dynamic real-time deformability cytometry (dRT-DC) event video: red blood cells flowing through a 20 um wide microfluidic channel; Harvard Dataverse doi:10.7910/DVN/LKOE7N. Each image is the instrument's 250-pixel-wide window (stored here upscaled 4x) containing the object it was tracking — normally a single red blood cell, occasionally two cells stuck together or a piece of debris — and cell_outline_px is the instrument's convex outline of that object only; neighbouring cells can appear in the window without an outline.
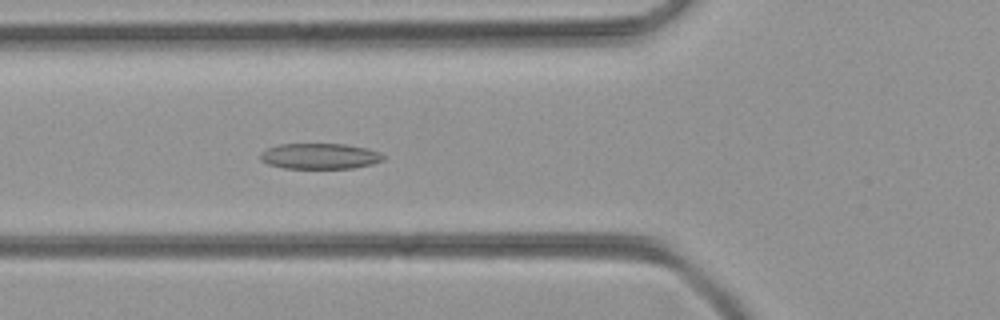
{"species": "common noctule bat (a hibernating species)", "species_latin": "Nyctalus noctula", "temperature_condition": "room temperature", "stored_images_in_passage": 51, "camera_frame_rate_fps": 3000, "um_per_image_px": 0.085, "animal": {"sex": "female", "body_mass_g": 21.9}, "frame": {"image": 1, "passage_image": 19, "time_ms": 6.0, "image_size_px": [1000, 320], "cell_outline_px": [[388, 156], [384, 160], [372, 164], [352, 168], [284, 168], [268, 164], [260, 160], [260, 152], [276, 144], [344, 144], [368, 148], [380, 152]], "centroid_in_image_um": [27.21, 13.27], "position_along_channel_um": 98.6, "area_um2": 18.61}}
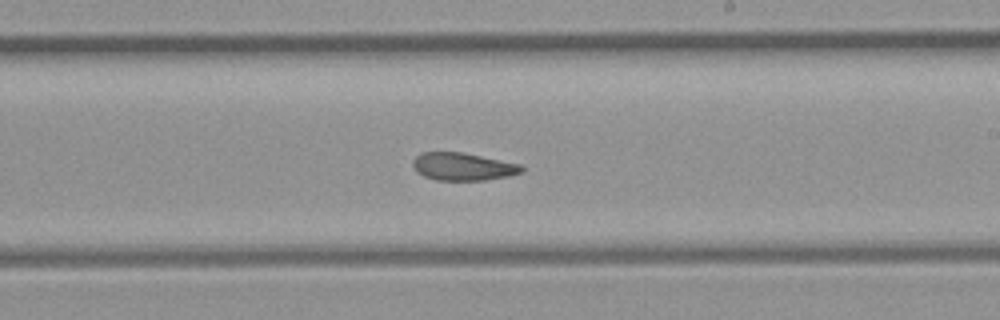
{"frame": {"image": 2, "passage_image": 30, "time_ms": 9.667, "image_size_px": [1000, 320], "cell_outline_px": [[524, 172], [508, 176], [484, 180], [436, 180], [424, 176], [416, 172], [412, 164], [412, 160], [416, 156], [424, 152], [460, 152], [520, 164], [524, 168]], "centroid_in_image_um": [39.33, 14.17], "position_along_channel_um": 249.7, "area_um2": 17.46}}
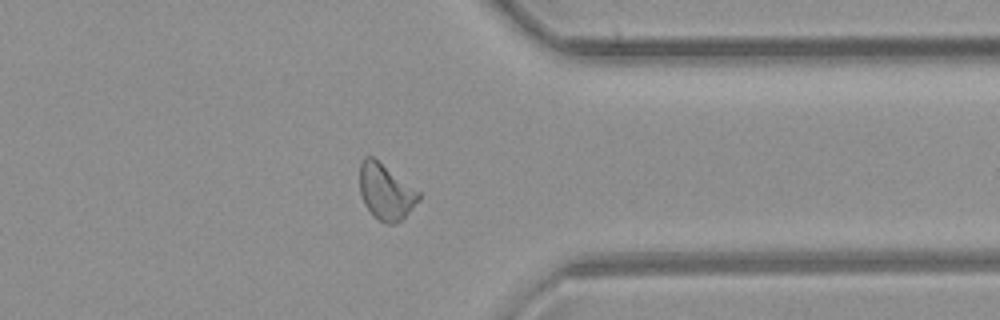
{"frame": {"image": 3, "passage_image": 40, "time_ms": 13.0, "image_size_px": [1000, 320], "cell_outline_px": [[420, 200], [396, 224], [384, 224], [372, 216], [364, 204], [360, 192], [360, 164], [364, 156], [372, 156], [420, 192]], "centroid_in_image_um": [32.77, 16.32], "position_along_channel_um": 378.6, "area_um2": 19.13}}